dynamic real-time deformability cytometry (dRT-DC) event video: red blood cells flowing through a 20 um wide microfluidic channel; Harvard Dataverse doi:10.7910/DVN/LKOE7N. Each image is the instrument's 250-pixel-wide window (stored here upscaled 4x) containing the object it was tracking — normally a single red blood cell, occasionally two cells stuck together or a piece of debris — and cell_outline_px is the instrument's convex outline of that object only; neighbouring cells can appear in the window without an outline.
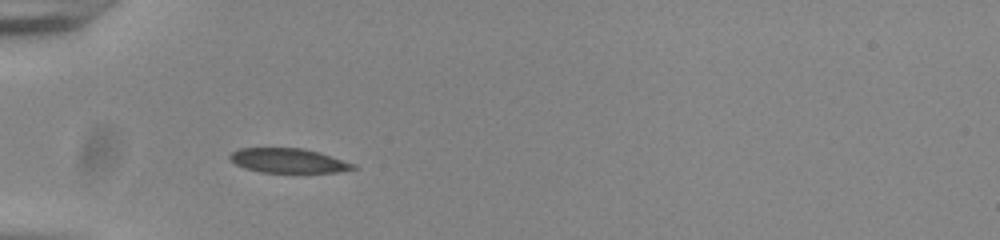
{"species": "common noctule bat (a hibernating species)", "species_latin": "Nyctalus noctula", "temperature_condition": "room temperature", "stored_images_in_passage": 37, "camera_frame_rate_fps": 3000, "um_per_image_px": 0.085, "animal": {"sex": "male", "body_mass_g": 20.0, "forearm_length_mm": 53.3}, "frame": {"image": 1, "passage_image": 1, "time_ms": 0.0, "image_size_px": [1000, 240], "cell_outline_px": [[360, 168], [336, 172], [260, 172], [244, 168], [236, 164], [228, 156], [232, 152], [240, 148], [304, 148], [320, 152], [356, 164]], "centroid_in_image_um": [24.55, 13.65], "position_along_channel_um": 60.5, "area_um2": 17.63}}
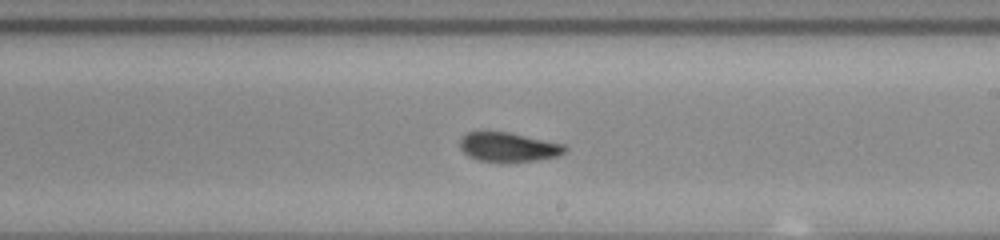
{"frame": {"image": 2, "passage_image": 16, "time_ms": 5.0, "image_size_px": [1000, 240], "cell_outline_px": [[568, 148], [564, 152], [556, 156], [536, 160], [480, 160], [468, 156], [460, 148], [460, 140], [468, 132], [484, 128], [508, 132], [564, 144]], "centroid_in_image_um": [43.16, 12.43], "position_along_channel_um": 245.8, "area_um2": 17.8}}
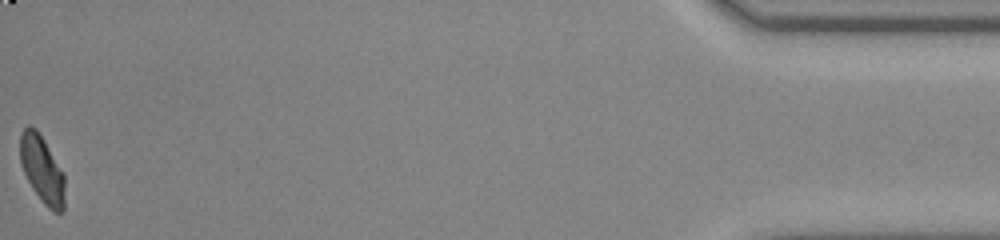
{"frame": {"image": 3, "passage_image": 37, "time_ms": 12.0, "image_size_px": [1000, 240], "cell_outline_px": [[64, 212], [52, 212], [44, 204], [32, 188], [20, 164], [20, 132], [28, 124], [36, 128], [44, 140], [64, 172]], "centroid_in_image_um": [3.57, 14.39], "position_along_channel_um": 431.6, "area_um2": 17.69}, "authors_computed_cell_mechanics": {"area_um2": 17.918, "velocity_mm_per_s": 3.8745, "shape_relaxation_time_tau1_ms": 2.6883, "shape_relaxation_time_tau2_ms": 1.3577, "deformation_change_tau1": 0.111, "deformation_change_tau2": 0.0572}}